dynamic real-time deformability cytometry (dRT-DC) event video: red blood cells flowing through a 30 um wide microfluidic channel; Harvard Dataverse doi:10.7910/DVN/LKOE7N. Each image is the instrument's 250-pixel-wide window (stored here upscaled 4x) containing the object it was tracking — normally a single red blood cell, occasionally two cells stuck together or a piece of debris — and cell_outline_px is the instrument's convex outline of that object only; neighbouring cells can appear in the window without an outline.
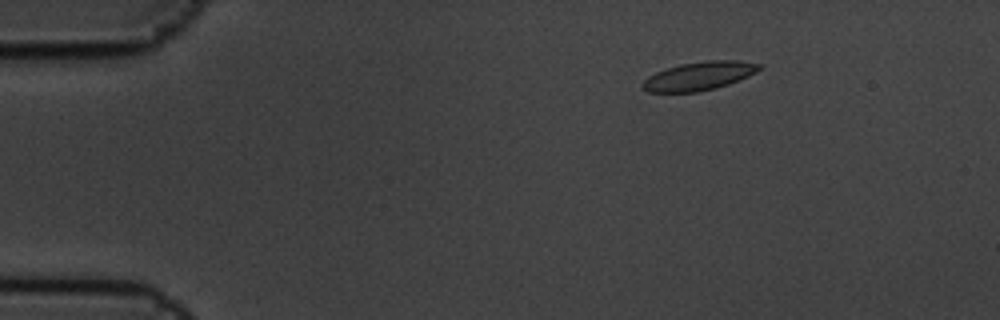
{"species": "common noctule bat (a hibernating species)", "species_latin": "Nyctalus noctula", "temperature_condition": "cold", "stored_images_in_passage": 6, "camera_frame_rate_fps": 3000, "um_per_image_px": 0.085, "animal": {"sex": "male", "body_mass_g": 19.5, "forearm_length_mm": 54.6}, "frame": {"image": 1, "passage_image": 3, "time_ms": 0.667, "image_size_px": [1000, 320], "cell_outline_px": [[764, 64], [756, 72], [748, 76], [728, 84], [716, 88], [696, 92], [648, 92], [640, 84], [648, 76], [656, 72], [680, 64], [704, 60], [740, 60]], "centroid_in_image_um": [59.44, 6.45], "position_along_channel_um": 25.6, "area_um2": 19.42}}
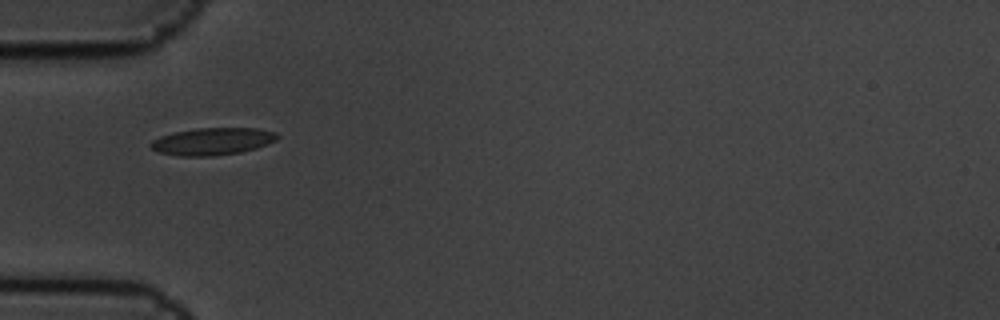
{"frame": {"image": 2, "passage_image": 5, "time_ms": 1.333, "image_size_px": [1000, 320], "cell_outline_px": [[280, 136], [276, 140], [268, 144], [256, 148], [240, 152], [212, 156], [180, 156], [160, 152], [152, 148], [148, 144], [152, 140], [160, 136], [172, 132], [196, 128], [256, 128], [276, 132]], "centroid_in_image_um": [18.06, 12.01], "position_along_channel_um": 66.9, "area_um2": 20.17}}
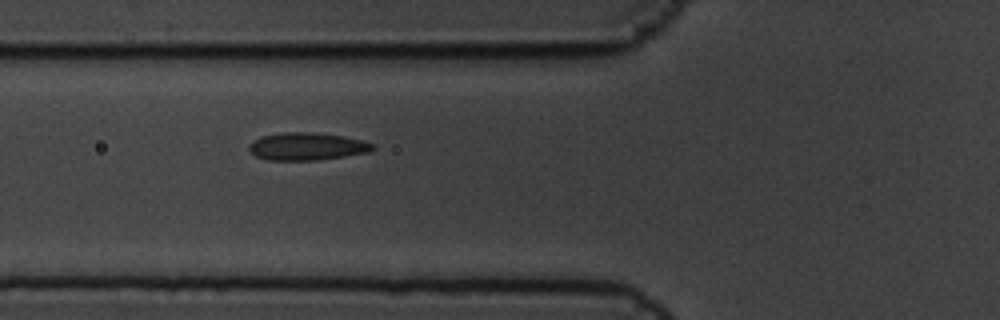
{"frame": {"image": 3, "passage_image": 6, "time_ms": 1.667, "image_size_px": [1000, 320], "cell_outline_px": [[376, 148], [368, 152], [344, 156], [316, 160], [268, 160], [256, 156], [248, 148], [248, 144], [260, 136], [284, 132], [312, 132], [344, 136], [364, 140], [376, 144]], "centroid_in_image_um": [26.11, 12.43], "position_along_channel_um": 99.7, "area_um2": 20.0}}